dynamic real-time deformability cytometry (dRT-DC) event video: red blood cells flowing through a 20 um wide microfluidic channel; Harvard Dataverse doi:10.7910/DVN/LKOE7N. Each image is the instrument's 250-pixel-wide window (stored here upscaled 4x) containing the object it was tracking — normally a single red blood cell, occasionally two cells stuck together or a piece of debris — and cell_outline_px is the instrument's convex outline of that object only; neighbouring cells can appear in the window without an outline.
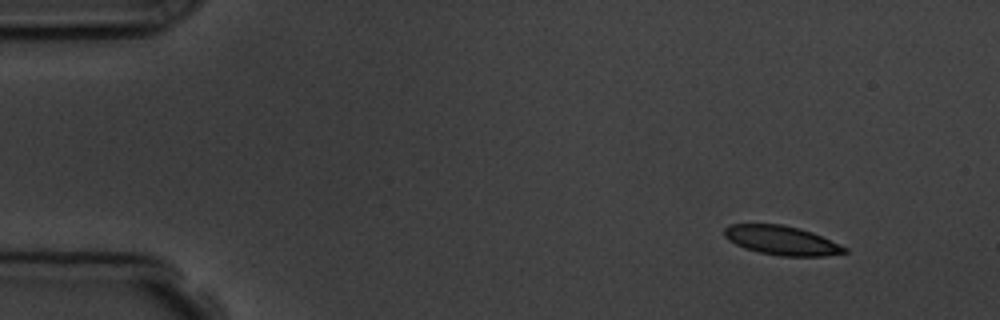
{"species": "common noctule bat (a hibernating species)", "species_latin": "Nyctalus noctula", "temperature_condition": "room temperature", "stored_images_in_passage": 4, "camera_frame_rate_fps": 3000, "um_per_image_px": 0.085, "animal": {"sex": "male", "body_mass_g": 19.5, "forearm_length_mm": 54.6}, "frame": {"image": 1, "passage_image": 2, "time_ms": 1.333, "image_size_px": [1000, 320], "cell_outline_px": [[848, 252], [824, 256], [780, 256], [760, 252], [744, 248], [728, 240], [724, 236], [724, 228], [728, 224], [780, 224], [800, 228], [812, 232], [848, 248]], "centroid_in_image_um": [66.43, 20.43], "position_along_channel_um": 18.6, "area_um2": 20.4}}